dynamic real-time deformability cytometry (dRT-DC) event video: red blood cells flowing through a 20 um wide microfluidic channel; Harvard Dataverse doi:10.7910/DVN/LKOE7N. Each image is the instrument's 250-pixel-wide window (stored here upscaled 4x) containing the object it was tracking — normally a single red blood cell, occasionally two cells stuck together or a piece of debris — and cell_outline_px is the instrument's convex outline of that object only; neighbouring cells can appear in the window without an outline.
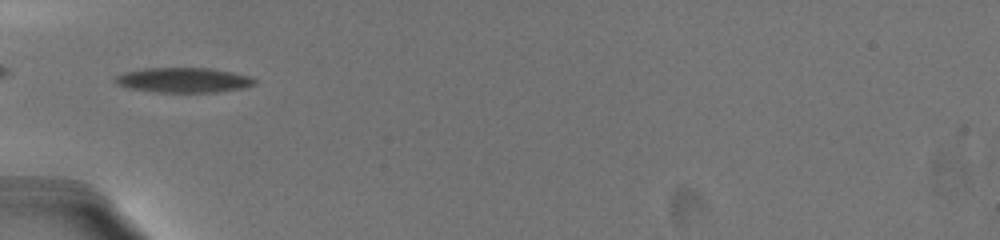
{"species": "common noctule bat (a hibernating species)", "species_latin": "Nyctalus noctula", "temperature_condition": "warm", "stored_images_in_passage": 33, "camera_frame_rate_fps": 3000, "um_per_image_px": 0.085, "animal": {"sex": "female", "body_mass_g": 19.5, "forearm_length_mm": 54.1}, "frame": {"image": 1, "passage_image": 1, "time_ms": 0.0, "image_size_px": [1000, 240], "cell_outline_px": [[256, 84], [244, 88], [216, 92], [156, 92], [128, 88], [116, 84], [112, 80], [116, 76], [124, 72], [144, 68], [212, 68], [252, 76], [256, 80]], "centroid_in_image_um": [15.6, 6.8], "position_along_channel_um": 69.4, "area_um2": 20.46}}
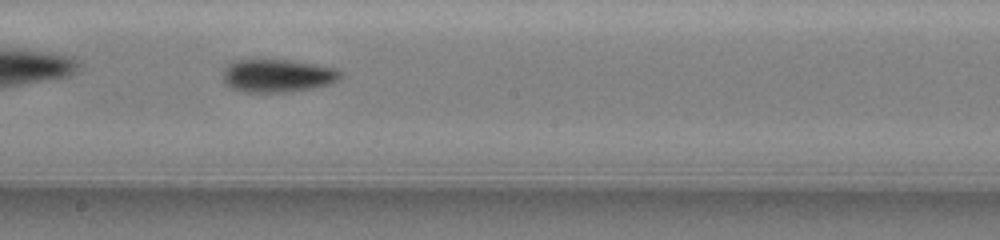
{"frame": {"image": 2, "passage_image": 9, "time_ms": 4.333, "image_size_px": [1000, 240], "cell_outline_px": [[344, 76], [340, 80], [332, 84], [292, 92], [244, 92], [232, 88], [224, 84], [224, 68], [228, 64], [240, 60], [292, 60], [316, 64], [336, 68]], "centroid_in_image_um": [23.65, 6.44], "position_along_channel_um": 224.6, "area_um2": 22.83}}
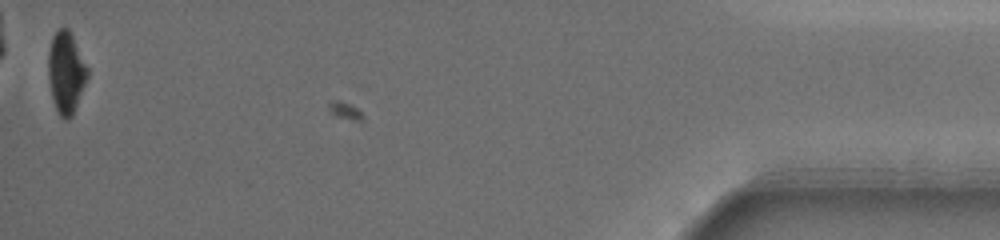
{"frame": {"image": 3, "passage_image": 32, "time_ms": 12.333, "image_size_px": [1000, 240], "cell_outline_px": [[88, 76], [72, 116], [68, 120], [64, 120], [56, 112], [52, 100], [48, 80], [48, 52], [52, 36], [60, 28], [68, 28], [88, 68]], "centroid_in_image_um": [5.58, 6.2], "position_along_channel_um": 429.6, "area_um2": 18.67}, "authors_computed_cell_mechanics": {"area_um2": 20.8658, "velocity_mm_per_s": 3.6111, "shape_relaxation_time_tau1_ms": 4.3173, "shape_relaxation_time_tau2_ms": 2.8008, "deformation_change_tau1": 0.1609, "deformation_change_tau2": 0.0904}}